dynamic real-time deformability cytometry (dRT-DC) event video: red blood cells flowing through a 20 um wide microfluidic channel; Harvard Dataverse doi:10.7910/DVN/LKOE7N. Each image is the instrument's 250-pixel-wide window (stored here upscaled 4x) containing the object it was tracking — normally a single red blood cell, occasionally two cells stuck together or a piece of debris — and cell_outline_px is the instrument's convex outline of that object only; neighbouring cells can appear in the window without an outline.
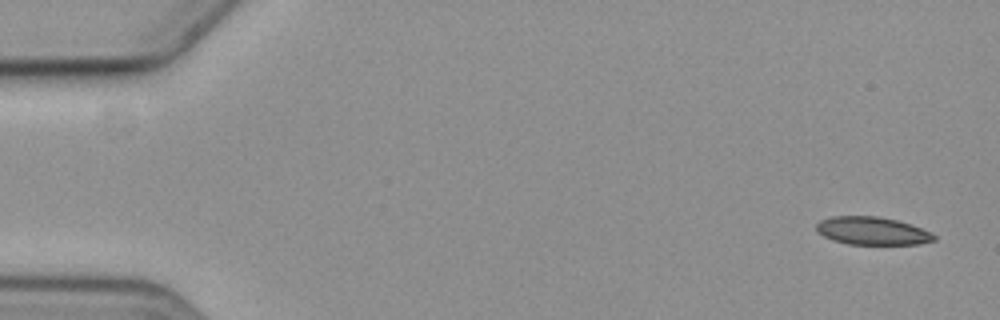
{"species": "common noctule bat (a hibernating species)", "species_latin": "Nyctalus noctula", "temperature_condition": "cold", "stored_images_in_passage": 5, "camera_frame_rate_fps": 3000, "um_per_image_px": 0.085, "animal": {"sex": "female", "body_mass_g": 19.3, "forearm_length_mm": 54.1}, "frame": {"image": 1, "passage_image": 1, "time_ms": 0.0, "image_size_px": [1000, 320], "cell_outline_px": [[936, 240], [920, 244], [848, 244], [832, 240], [816, 232], [816, 224], [820, 220], [832, 216], [876, 216], [896, 220], [920, 228], [936, 236]], "centroid_in_image_um": [74.09, 19.63], "position_along_channel_um": 10.9, "area_um2": 19.02}}
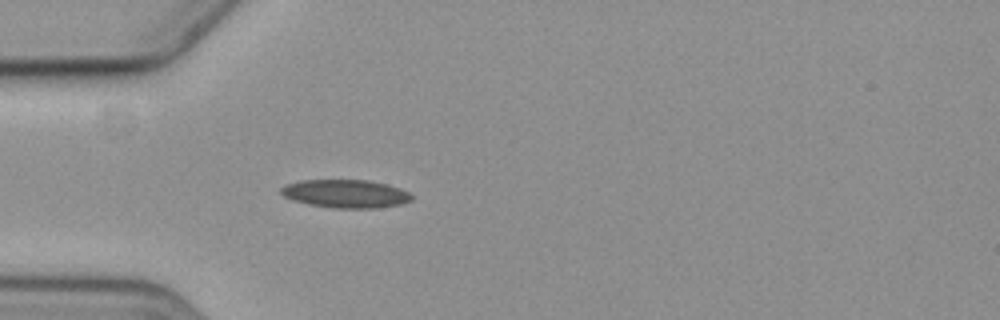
{"frame": {"image": 2, "passage_image": 5, "time_ms": 5.0, "image_size_px": [1000, 320], "cell_outline_px": [[412, 200], [400, 204], [380, 208], [332, 208], [308, 204], [292, 200], [284, 196], [280, 192], [280, 188], [288, 184], [300, 180], [368, 180], [400, 188], [408, 192], [412, 196]], "centroid_in_image_um": [29.36, 16.47], "position_along_channel_um": 55.6, "area_um2": 21.44}}